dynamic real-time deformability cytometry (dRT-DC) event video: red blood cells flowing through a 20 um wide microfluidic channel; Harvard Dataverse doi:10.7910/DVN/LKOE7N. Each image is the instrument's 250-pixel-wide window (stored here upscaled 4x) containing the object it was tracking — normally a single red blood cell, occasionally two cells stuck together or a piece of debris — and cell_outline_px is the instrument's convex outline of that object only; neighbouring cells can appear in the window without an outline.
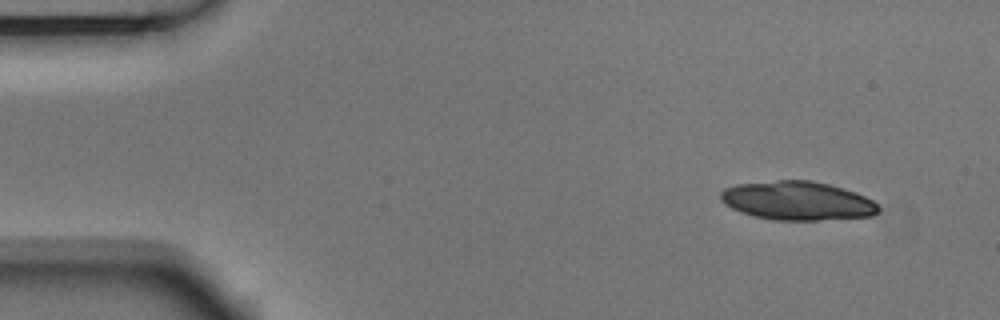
{"species": "Egyptian fruit bat (a non-hibernating species)", "species_latin": "Rousettus aegyptiacus", "temperature_condition": "room temperature", "stored_images_in_passage": 4, "camera_frame_rate_fps": 3000, "um_per_image_px": 0.085, "animal": {"sex": "male"}, "frame": {"image": 1, "passage_image": 1, "time_ms": 0.0, "image_size_px": [1000, 320], "cell_outline_px": [[880, 208], [872, 216], [820, 220], [772, 220], [740, 212], [724, 204], [720, 200], [720, 192], [724, 188], [736, 184], [776, 180], [812, 180], [844, 188], [856, 192], [872, 200]], "centroid_in_image_um": [67.75, 17.06], "position_along_channel_um": 17.3, "area_um2": 35.78}}